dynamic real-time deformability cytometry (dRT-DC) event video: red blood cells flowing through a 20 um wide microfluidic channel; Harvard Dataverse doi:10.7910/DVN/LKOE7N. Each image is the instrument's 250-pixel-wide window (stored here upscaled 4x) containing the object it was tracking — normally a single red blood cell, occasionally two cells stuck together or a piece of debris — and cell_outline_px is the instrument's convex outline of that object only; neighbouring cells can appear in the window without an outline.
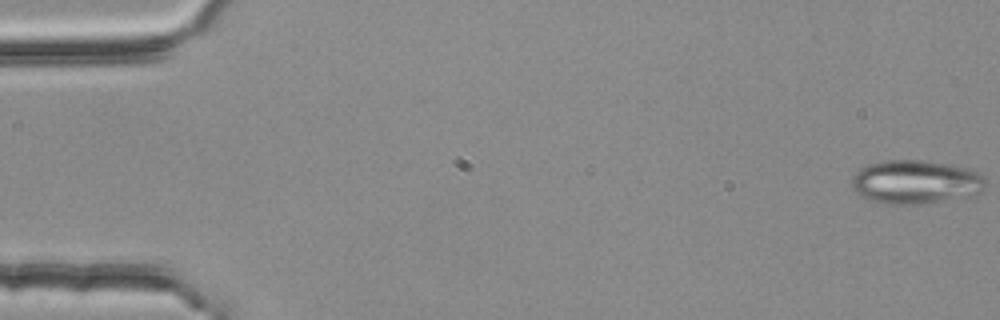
{"species": "common noctule bat (a hibernating species)", "species_latin": "Nyctalus noctula", "temperature_condition": "room temperature", "stored_images_in_passage": 54, "camera_frame_rate_fps": 3000, "um_per_image_px": 0.085, "animal": {"sex": "female", "body_mass_g": 25.1}, "frame": {"image": 1, "passage_image": 1, "time_ms": 0.0, "image_size_px": [1000, 320], "cell_outline_px": [[984, 188], [980, 192], [972, 196], [916, 204], [884, 204], [868, 200], [860, 196], [852, 188], [852, 176], [860, 168], [868, 164], [884, 160], [924, 160], [952, 164], [968, 168], [984, 176]], "centroid_in_image_um": [77.8, 15.46], "position_along_channel_um": 7.2, "area_um2": 34.33}}
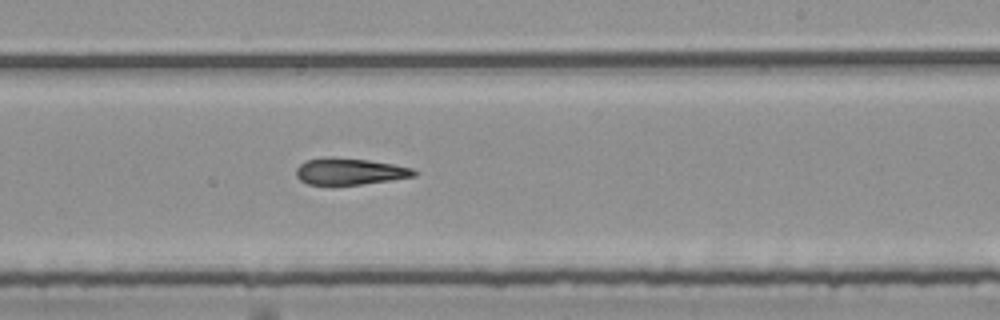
{"frame": {"image": 2, "passage_image": 33, "time_ms": 10.667, "image_size_px": [1000, 320], "cell_outline_px": [[416, 176], [392, 180], [360, 184], [308, 184], [300, 180], [296, 176], [296, 168], [304, 160], [368, 160], [392, 164], [412, 168], [416, 172]], "centroid_in_image_um": [29.76, 14.61], "position_along_channel_um": 259.2, "area_um2": 17.28}}
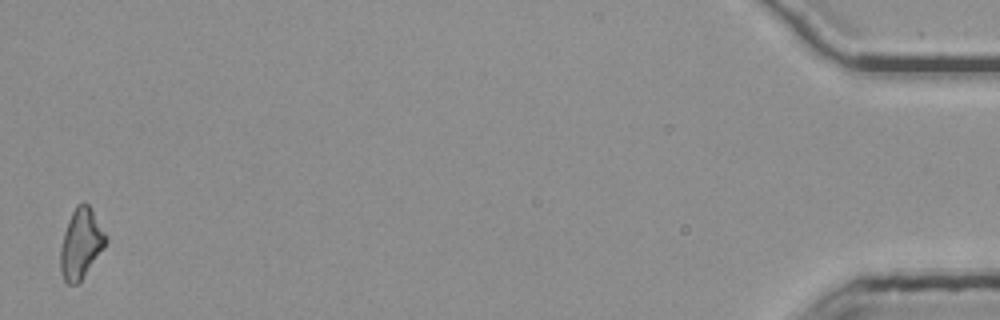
{"frame": {"image": 3, "passage_image": 54, "time_ms": 17.667, "image_size_px": [1000, 320], "cell_outline_px": [[108, 240], [104, 248], [80, 280], [76, 284], [68, 284], [64, 280], [60, 268], [60, 248], [64, 232], [68, 220], [76, 204], [84, 200], [88, 204], [104, 232]], "centroid_in_image_um": [6.86, 20.68], "position_along_channel_um": 428.3, "area_um2": 18.21}}